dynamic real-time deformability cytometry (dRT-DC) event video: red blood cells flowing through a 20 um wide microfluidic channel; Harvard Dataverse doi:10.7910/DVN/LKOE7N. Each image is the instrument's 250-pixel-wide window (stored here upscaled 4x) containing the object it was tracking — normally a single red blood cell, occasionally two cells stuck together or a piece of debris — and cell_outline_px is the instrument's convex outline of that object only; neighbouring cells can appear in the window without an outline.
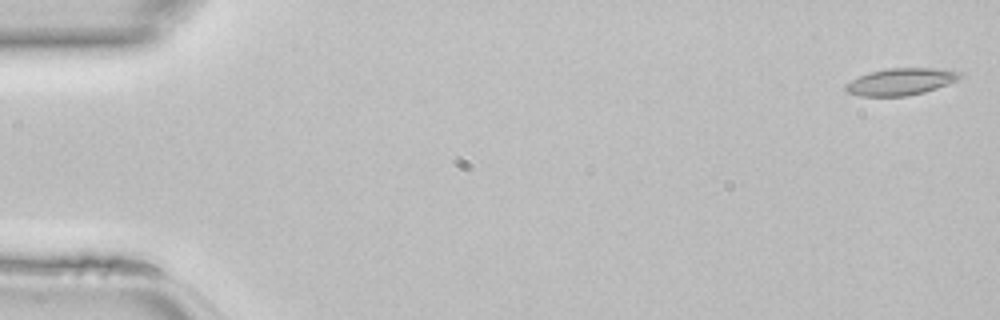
{"species": "common noctule bat (a hibernating species)", "species_latin": "Nyctalus noctula", "temperature_condition": "room temperature", "stored_images_in_passage": 46, "camera_frame_rate_fps": 3000, "um_per_image_px": 0.085, "animal": {"sex": "female", "body_mass_g": 22.7, "forearm_length_mm": 54.2}, "frame": {"image": 1, "passage_image": 1, "time_ms": 0.0, "image_size_px": [1000, 320], "cell_outline_px": [[964, 76], [956, 80], [936, 88], [924, 92], [904, 96], [860, 96], [848, 92], [844, 88], [844, 84], [868, 72], [888, 68], [944, 68], [964, 72]], "centroid_in_image_um": [76.6, 6.92], "position_along_channel_um": 8.4, "area_um2": 18.03}}
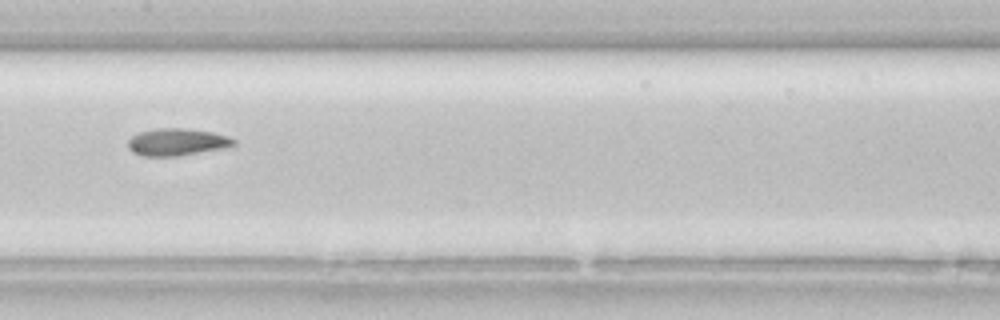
{"frame": {"image": 2, "passage_image": 23, "time_ms": 7.333, "image_size_px": [1000, 320], "cell_outline_px": [[236, 144], [228, 148], [176, 156], [144, 156], [132, 152], [128, 148], [128, 140], [132, 136], [140, 132], [156, 128], [184, 128], [212, 132], [228, 136], [236, 140]], "centroid_in_image_um": [15.07, 12.07], "position_along_channel_um": 192.3, "area_um2": 16.88}}
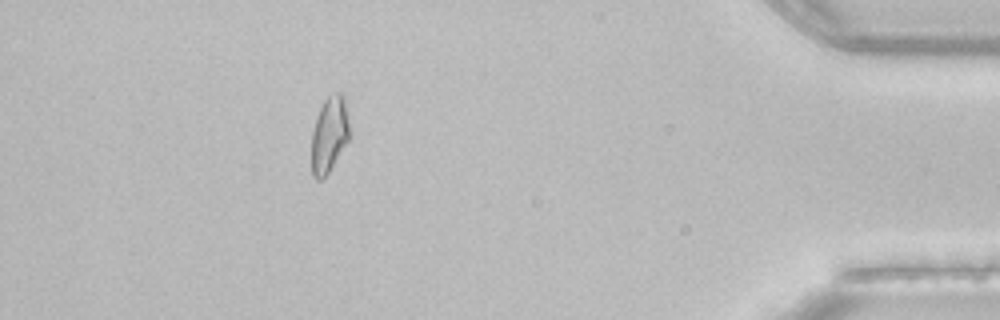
{"frame": {"image": 3, "passage_image": 41, "time_ms": 13.333, "image_size_px": [1000, 320], "cell_outline_px": [[348, 140], [328, 172], [320, 180], [316, 180], [312, 176], [312, 132], [320, 108], [324, 100], [328, 96], [336, 92], [340, 92], [344, 96], [348, 120]], "centroid_in_image_um": [27.97, 11.42], "position_along_channel_um": 407.2, "area_um2": 16.36}}